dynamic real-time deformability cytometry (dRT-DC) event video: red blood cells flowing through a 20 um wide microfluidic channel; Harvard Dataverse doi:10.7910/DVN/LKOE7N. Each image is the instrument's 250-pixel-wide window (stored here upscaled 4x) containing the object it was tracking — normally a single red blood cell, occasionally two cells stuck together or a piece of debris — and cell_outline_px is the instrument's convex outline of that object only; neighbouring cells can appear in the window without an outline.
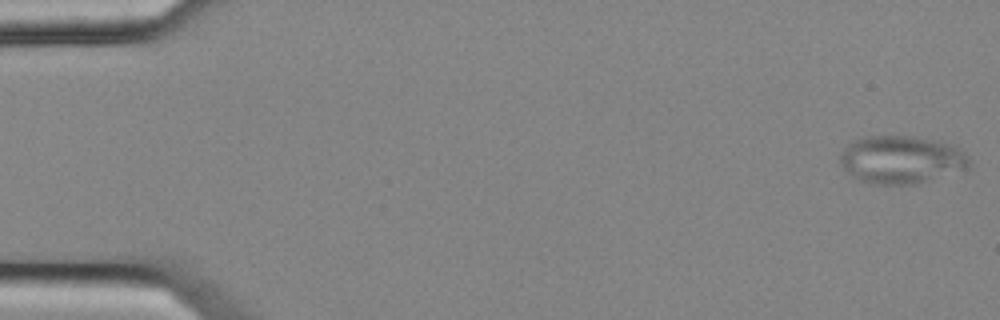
{"species": "common noctule bat (a hibernating species)", "species_latin": "Nyctalus noctula", "temperature_condition": "cold", "stored_images_in_passage": 5, "camera_frame_rate_fps": 3000, "um_per_image_px": 0.085, "animal": {"sex": "female", "body_mass_g": 25.1}, "frame": {"image": 1, "passage_image": 1, "time_ms": 0.0, "image_size_px": [1000, 320], "cell_outline_px": [[968, 168], [916, 184], [872, 184], [860, 180], [852, 176], [840, 164], [840, 156], [844, 148], [852, 140], [864, 136], [912, 136], [940, 140], [952, 144], [964, 152], [968, 156]], "centroid_in_image_um": [76.59, 13.55], "position_along_channel_um": 8.4, "area_um2": 36.07}}